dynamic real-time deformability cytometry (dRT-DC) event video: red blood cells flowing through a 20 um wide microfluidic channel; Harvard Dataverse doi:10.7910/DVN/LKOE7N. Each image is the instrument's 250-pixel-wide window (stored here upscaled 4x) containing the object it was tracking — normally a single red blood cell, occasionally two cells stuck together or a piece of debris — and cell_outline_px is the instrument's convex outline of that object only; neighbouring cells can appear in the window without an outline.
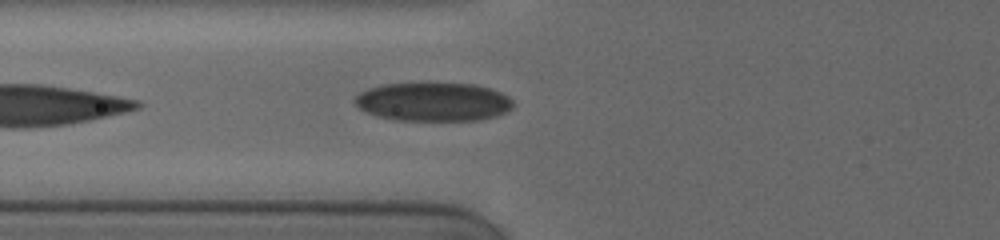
{"species": "human", "species_latin": "Homo sapiens", "temperature_condition": "cold", "stored_images_in_passage": 6, "camera_frame_rate_fps": 3000, "um_per_image_px": 0.085, "donor": {"sex": "female"}, "frame": {"image": 1, "passage_image": 4, "time_ms": 1.667, "image_size_px": [1000, 240], "cell_outline_px": [[512, 108], [508, 112], [500, 116], [480, 120], [400, 120], [380, 116], [368, 112], [360, 108], [356, 104], [356, 96], [360, 92], [368, 88], [384, 84], [476, 84], [500, 92], [508, 96], [512, 100]], "centroid_in_image_um": [36.89, 8.66], "position_along_channel_um": 88.9, "area_um2": 35.32}}
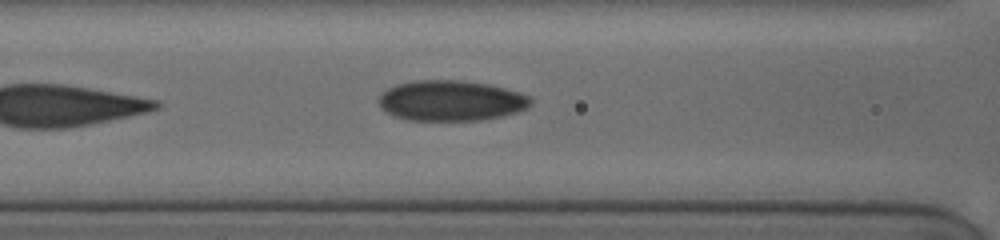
{"frame": {"image": 2, "passage_image": 6, "time_ms": 2.667, "image_size_px": [1000, 240], "cell_outline_px": [[532, 104], [528, 108], [504, 116], [480, 120], [404, 120], [392, 116], [380, 108], [380, 96], [388, 88], [396, 84], [416, 80], [460, 80], [488, 84], [504, 88], [528, 96], [532, 100]], "centroid_in_image_um": [38.32, 8.56], "position_along_channel_um": 128.3, "area_um2": 35.89}}